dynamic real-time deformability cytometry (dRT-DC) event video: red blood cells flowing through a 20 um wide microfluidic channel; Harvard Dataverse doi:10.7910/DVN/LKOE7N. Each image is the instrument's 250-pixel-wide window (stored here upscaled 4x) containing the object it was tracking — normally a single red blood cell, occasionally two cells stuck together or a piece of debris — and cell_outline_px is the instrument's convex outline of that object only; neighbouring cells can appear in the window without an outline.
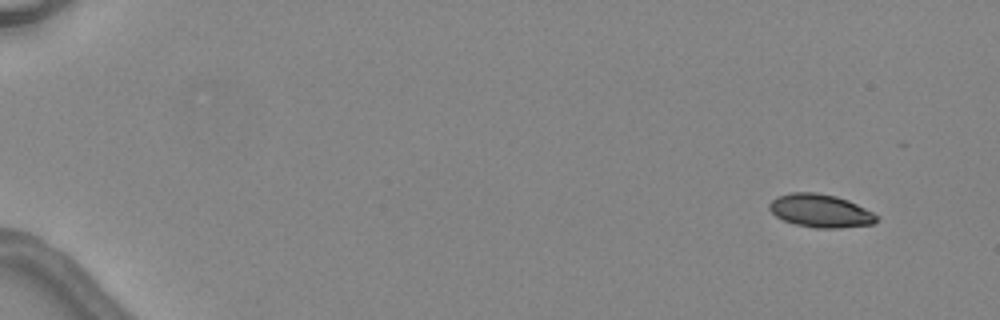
{"species": "common noctule bat (a hibernating species)", "species_latin": "Nyctalus noctula", "temperature_condition": "warm", "stored_images_in_passage": 6, "camera_frame_rate_fps": 3000, "um_per_image_px": 0.085, "animal": {"sex": "female", "body_mass_g": 24.6, "forearm_length_mm": 56.2}, "frame": {"image": 1, "passage_image": 1, "time_ms": 0.0, "image_size_px": [1000, 320], "cell_outline_px": [[880, 216], [872, 224], [840, 228], [812, 228], [796, 224], [784, 220], [776, 216], [768, 208], [768, 204], [776, 196], [792, 192], [816, 192], [836, 196], [848, 200]], "centroid_in_image_um": [69.72, 17.91], "position_along_channel_um": 15.3, "area_um2": 20.75}}